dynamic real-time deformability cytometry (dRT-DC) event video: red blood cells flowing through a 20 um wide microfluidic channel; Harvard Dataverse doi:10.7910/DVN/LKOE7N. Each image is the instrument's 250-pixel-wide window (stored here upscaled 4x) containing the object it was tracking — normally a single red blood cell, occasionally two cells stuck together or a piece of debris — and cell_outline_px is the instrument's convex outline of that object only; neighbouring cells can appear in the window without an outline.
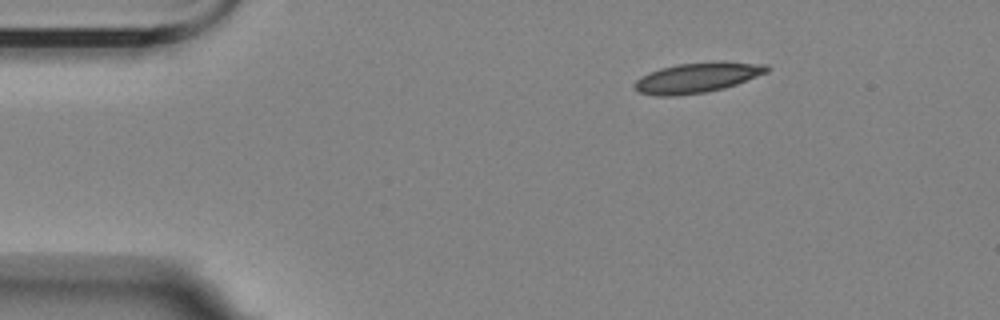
{"species": "Egyptian fruit bat (a non-hibernating species)", "species_latin": "Rousettus aegyptiacus", "temperature_condition": "room temperature", "stored_images_in_passage": 49, "camera_frame_rate_fps": 3000, "um_per_image_px": 0.085, "animal": {"sex": "female"}, "frame": {"image": 1, "passage_image": 1, "time_ms": 0.0, "image_size_px": [1000, 320], "cell_outline_px": [[768, 72], [736, 84], [724, 88], [704, 92], [676, 96], [656, 96], [640, 92], [632, 84], [640, 76], [648, 72], [660, 68], [676, 64], [720, 60], [724, 60], [768, 64]], "centroid_in_image_um": [59.27, 6.57], "position_along_channel_um": 25.7, "area_um2": 23.58}}
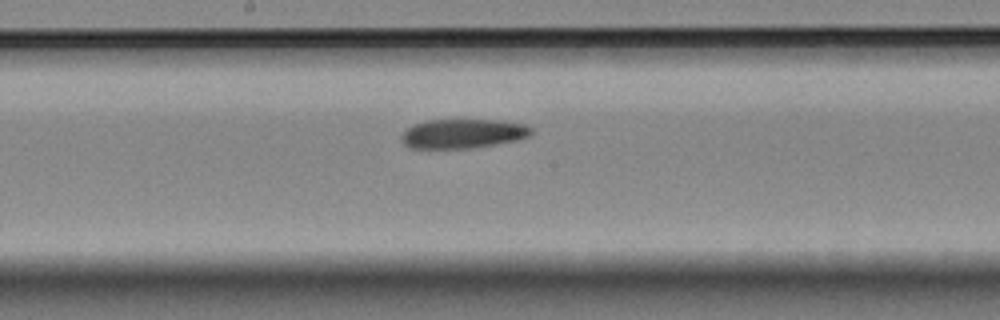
{"frame": {"image": 2, "passage_image": 22, "time_ms": 7.0, "image_size_px": [1000, 320], "cell_outline_px": [[532, 136], [520, 140], [472, 148], [412, 148], [404, 144], [400, 140], [400, 136], [412, 124], [424, 120], [504, 120], [524, 124], [532, 128]], "centroid_in_image_um": [39.38, 11.35], "position_along_channel_um": 208.8, "area_um2": 22.48}}
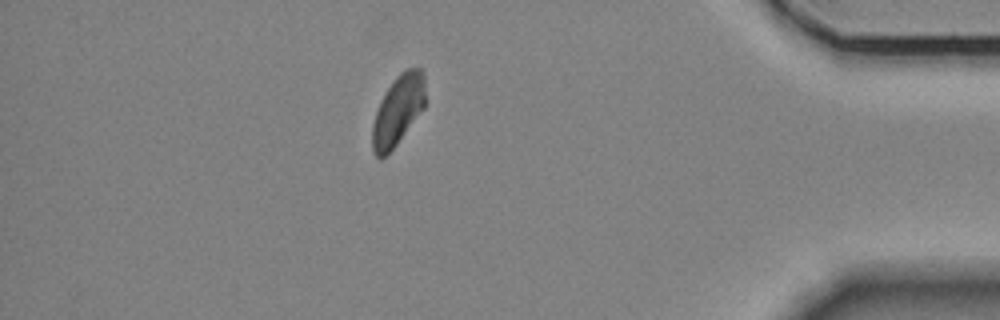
{"frame": {"image": 3, "passage_image": 42, "time_ms": 13.667, "image_size_px": [1000, 320], "cell_outline_px": [[424, 108], [396, 144], [380, 160], [372, 152], [372, 124], [380, 100], [392, 80], [404, 68], [420, 68], [424, 72]], "centroid_in_image_um": [33.81, 9.35], "position_along_channel_um": 401.4, "area_um2": 21.5}}